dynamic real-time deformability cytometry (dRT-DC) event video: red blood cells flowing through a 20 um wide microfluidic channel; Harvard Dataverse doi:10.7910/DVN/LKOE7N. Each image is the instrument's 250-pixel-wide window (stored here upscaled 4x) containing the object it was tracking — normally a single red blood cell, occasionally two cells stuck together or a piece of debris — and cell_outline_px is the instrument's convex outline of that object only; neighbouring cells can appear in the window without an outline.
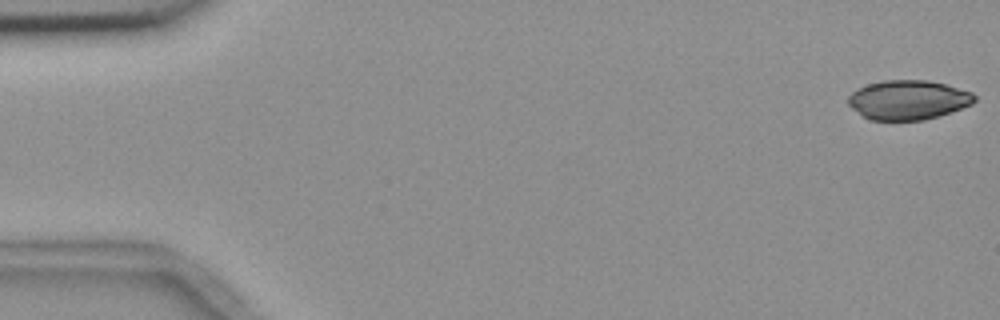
{"species": "common noctule bat (a hibernating species)", "species_latin": "Nyctalus noctula", "temperature_condition": "room temperature", "stored_images_in_passage": 55, "camera_frame_rate_fps": 3000, "um_per_image_px": 0.085, "animal": {"sex": "female", "body_mass_g": 18.4}, "frame": {"image": 1, "passage_image": 1, "time_ms": 0.0, "image_size_px": [1000, 320], "cell_outline_px": [[976, 100], [972, 104], [924, 120], [868, 120], [860, 116], [848, 104], [848, 96], [852, 92], [868, 84], [884, 80], [928, 80], [944, 84], [972, 92], [976, 96]], "centroid_in_image_um": [77.16, 8.49], "position_along_channel_um": 7.8, "area_um2": 28.9}}
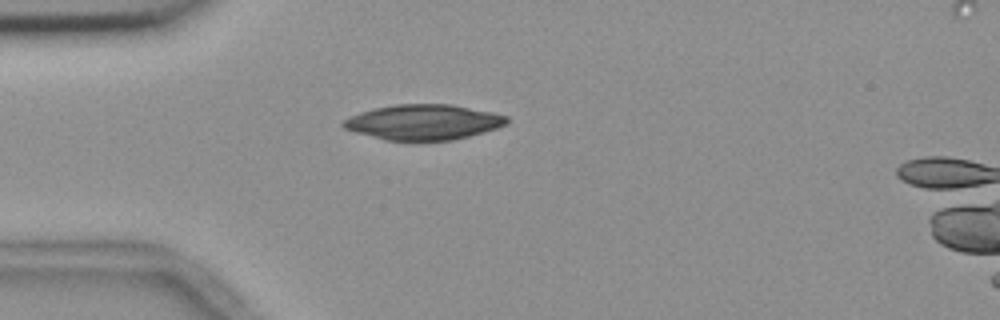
{"frame": {"image": 2, "passage_image": 15, "time_ms": 4.667, "image_size_px": [1000, 320], "cell_outline_px": [[508, 124], [484, 132], [452, 140], [384, 140], [356, 132], [344, 128], [340, 124], [344, 120], [360, 112], [376, 108], [396, 104], [452, 104], [492, 112], [508, 116]], "centroid_in_image_um": [36.02, 10.38], "position_along_channel_um": 49.0, "area_um2": 33.41}}
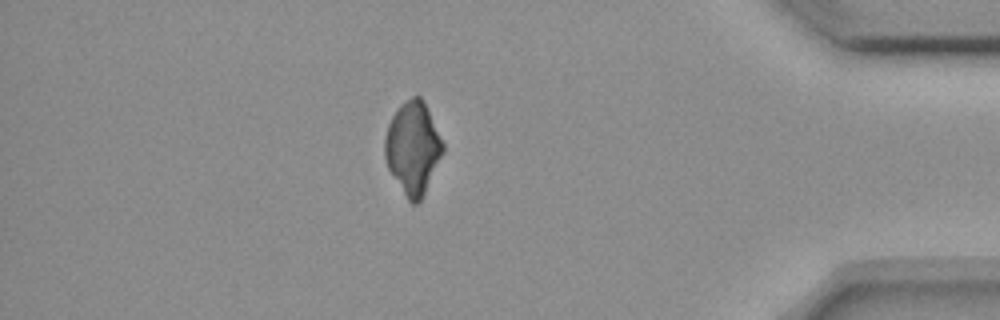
{"frame": {"image": 3, "passage_image": 48, "time_ms": 15.667, "image_size_px": [1000, 320], "cell_outline_px": [[444, 152], [420, 200], [416, 204], [412, 204], [408, 200], [388, 168], [384, 156], [384, 140], [388, 124], [392, 116], [400, 104], [412, 96], [420, 96], [444, 144]], "centroid_in_image_um": [35.07, 12.57], "position_along_channel_um": 400.1, "area_um2": 30.69}}